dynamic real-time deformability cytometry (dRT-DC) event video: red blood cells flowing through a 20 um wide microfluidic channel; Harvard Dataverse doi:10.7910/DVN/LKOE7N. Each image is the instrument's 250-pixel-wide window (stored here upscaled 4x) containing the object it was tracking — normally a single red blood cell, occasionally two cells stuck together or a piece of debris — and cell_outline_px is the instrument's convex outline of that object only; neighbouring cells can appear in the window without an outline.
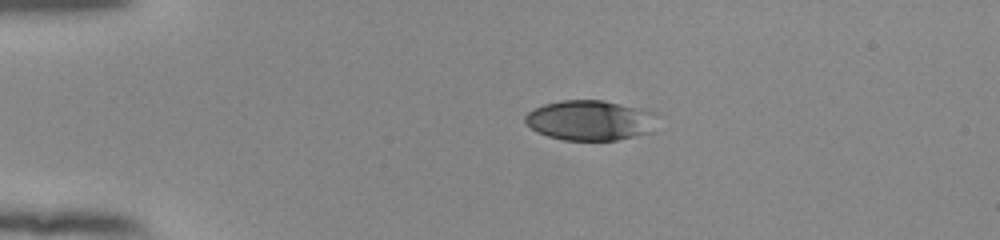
{"species": "human", "species_latin": "Homo sapiens", "temperature_condition": "room temperature", "stored_images_in_passage": 42, "camera_frame_rate_fps": 3000, "um_per_image_px": 0.085, "donor": {"sex": "female"}, "frame": {"image": 1, "passage_image": 1, "time_ms": 0.0, "image_size_px": [1000, 240], "cell_outline_px": [[656, 116], [652, 132], [616, 140], [564, 140], [548, 136], [536, 132], [524, 120], [524, 116], [528, 112], [544, 104], [560, 100], [604, 100], [640, 108], [656, 112]], "centroid_in_image_um": [50.16, 10.22], "position_along_channel_um": 34.8, "area_um2": 30.92}}
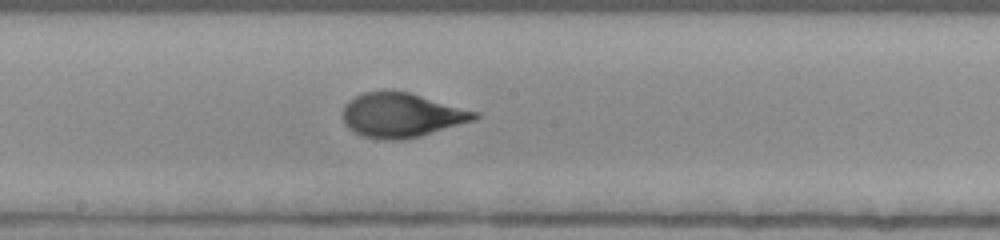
{"frame": {"image": 2, "passage_image": 19, "time_ms": 6.0, "image_size_px": [1000, 240], "cell_outline_px": [[480, 116], [472, 120], [420, 136], [400, 140], [384, 140], [360, 136], [348, 128], [344, 124], [344, 104], [348, 100], [364, 92], [408, 92], [480, 112]], "centroid_in_image_um": [34.11, 9.8], "position_along_channel_um": 214.1, "area_um2": 33.7}}
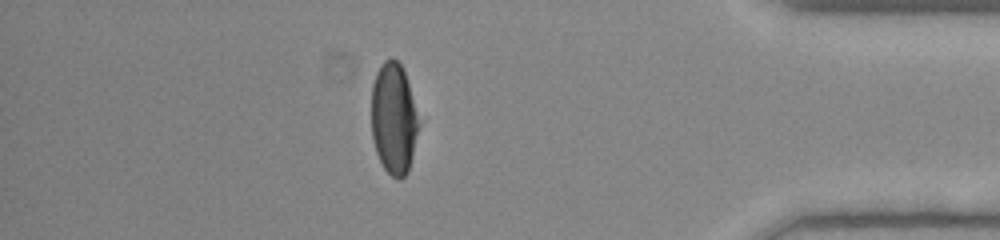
{"frame": {"image": 3, "passage_image": 36, "time_ms": 11.667, "image_size_px": [1000, 240], "cell_outline_px": [[420, 124], [408, 172], [400, 180], [396, 180], [384, 168], [376, 152], [372, 136], [372, 84], [376, 72], [380, 64], [384, 60], [392, 56], [400, 64], [404, 72], [408, 84]], "centroid_in_image_um": [33.46, 10.08], "position_along_channel_um": 401.7, "area_um2": 30.63}, "authors_computed_cell_mechanics": {"area_um2": 33.3217, "velocity_mm_per_s": 3.885, "shape_relaxation_time_tau1_ms": 4.3071, "shape_relaxation_time_tau2_ms": null, "deformation_change_tau1": 0.1897, "deformation_change_tau2": null}}